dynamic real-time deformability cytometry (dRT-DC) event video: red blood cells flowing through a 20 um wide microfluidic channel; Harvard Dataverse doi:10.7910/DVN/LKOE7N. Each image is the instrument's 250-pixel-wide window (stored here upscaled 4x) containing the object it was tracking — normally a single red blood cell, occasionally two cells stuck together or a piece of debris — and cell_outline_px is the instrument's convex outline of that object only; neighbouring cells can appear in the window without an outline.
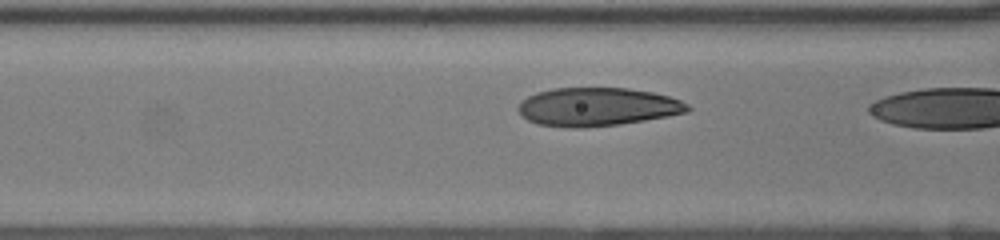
{"species": "human", "species_latin": "Homo sapiens", "temperature_condition": "room temperature", "stored_images_in_passage": 11, "camera_frame_rate_fps": 3000, "um_per_image_px": 0.085, "donor": {"sex": "female"}, "frame": {"image": 1, "passage_image": 10, "time_ms": 3.0, "image_size_px": [1000, 240], "cell_outline_px": [[692, 108], [688, 112], [668, 116], [620, 124], [584, 128], [568, 128], [536, 124], [520, 116], [516, 108], [520, 100], [536, 92], [552, 88], [628, 88], [652, 92], [668, 96], [680, 100], [688, 104]], "centroid_in_image_um": [50.72, 9.09], "position_along_channel_um": 115.9, "area_um2": 38.32}}